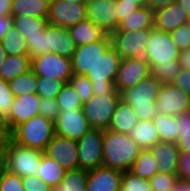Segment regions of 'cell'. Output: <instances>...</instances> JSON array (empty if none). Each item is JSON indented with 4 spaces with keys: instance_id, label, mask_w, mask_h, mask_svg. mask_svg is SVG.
I'll return each mask as SVG.
<instances>
[{
    "instance_id": "obj_20",
    "label": "cell",
    "mask_w": 190,
    "mask_h": 191,
    "mask_svg": "<svg viewBox=\"0 0 190 191\" xmlns=\"http://www.w3.org/2000/svg\"><path fill=\"white\" fill-rule=\"evenodd\" d=\"M157 162L158 173L178 176V160L180 151L177 143L159 141L148 149Z\"/></svg>"
},
{
    "instance_id": "obj_49",
    "label": "cell",
    "mask_w": 190,
    "mask_h": 191,
    "mask_svg": "<svg viewBox=\"0 0 190 191\" xmlns=\"http://www.w3.org/2000/svg\"><path fill=\"white\" fill-rule=\"evenodd\" d=\"M179 180L190 183V153L181 152L178 160Z\"/></svg>"
},
{
    "instance_id": "obj_22",
    "label": "cell",
    "mask_w": 190,
    "mask_h": 191,
    "mask_svg": "<svg viewBox=\"0 0 190 191\" xmlns=\"http://www.w3.org/2000/svg\"><path fill=\"white\" fill-rule=\"evenodd\" d=\"M154 28L159 31L170 33L181 24L187 23V11L177 2L154 11Z\"/></svg>"
},
{
    "instance_id": "obj_46",
    "label": "cell",
    "mask_w": 190,
    "mask_h": 191,
    "mask_svg": "<svg viewBox=\"0 0 190 191\" xmlns=\"http://www.w3.org/2000/svg\"><path fill=\"white\" fill-rule=\"evenodd\" d=\"M0 191H25L22 177L6 170L0 176Z\"/></svg>"
},
{
    "instance_id": "obj_23",
    "label": "cell",
    "mask_w": 190,
    "mask_h": 191,
    "mask_svg": "<svg viewBox=\"0 0 190 191\" xmlns=\"http://www.w3.org/2000/svg\"><path fill=\"white\" fill-rule=\"evenodd\" d=\"M68 30L77 46L87 45L99 40H111L110 35L103 27L93 24L87 18L73 25Z\"/></svg>"
},
{
    "instance_id": "obj_18",
    "label": "cell",
    "mask_w": 190,
    "mask_h": 191,
    "mask_svg": "<svg viewBox=\"0 0 190 191\" xmlns=\"http://www.w3.org/2000/svg\"><path fill=\"white\" fill-rule=\"evenodd\" d=\"M123 172L105 166L89 170L86 191H120Z\"/></svg>"
},
{
    "instance_id": "obj_3",
    "label": "cell",
    "mask_w": 190,
    "mask_h": 191,
    "mask_svg": "<svg viewBox=\"0 0 190 191\" xmlns=\"http://www.w3.org/2000/svg\"><path fill=\"white\" fill-rule=\"evenodd\" d=\"M54 135V122L38 114L16 126L10 139L20 146L44 152Z\"/></svg>"
},
{
    "instance_id": "obj_55",
    "label": "cell",
    "mask_w": 190,
    "mask_h": 191,
    "mask_svg": "<svg viewBox=\"0 0 190 191\" xmlns=\"http://www.w3.org/2000/svg\"><path fill=\"white\" fill-rule=\"evenodd\" d=\"M7 141H0V176L6 171Z\"/></svg>"
},
{
    "instance_id": "obj_1",
    "label": "cell",
    "mask_w": 190,
    "mask_h": 191,
    "mask_svg": "<svg viewBox=\"0 0 190 191\" xmlns=\"http://www.w3.org/2000/svg\"><path fill=\"white\" fill-rule=\"evenodd\" d=\"M141 150L130 134L103 130V166L129 171Z\"/></svg>"
},
{
    "instance_id": "obj_48",
    "label": "cell",
    "mask_w": 190,
    "mask_h": 191,
    "mask_svg": "<svg viewBox=\"0 0 190 191\" xmlns=\"http://www.w3.org/2000/svg\"><path fill=\"white\" fill-rule=\"evenodd\" d=\"M25 191H52V188L37 176L22 178Z\"/></svg>"
},
{
    "instance_id": "obj_60",
    "label": "cell",
    "mask_w": 190,
    "mask_h": 191,
    "mask_svg": "<svg viewBox=\"0 0 190 191\" xmlns=\"http://www.w3.org/2000/svg\"><path fill=\"white\" fill-rule=\"evenodd\" d=\"M176 2L187 11V15L190 17V0H176Z\"/></svg>"
},
{
    "instance_id": "obj_33",
    "label": "cell",
    "mask_w": 190,
    "mask_h": 191,
    "mask_svg": "<svg viewBox=\"0 0 190 191\" xmlns=\"http://www.w3.org/2000/svg\"><path fill=\"white\" fill-rule=\"evenodd\" d=\"M38 75L32 70L18 75L16 78L8 81L11 92L14 97L23 94L37 93Z\"/></svg>"
},
{
    "instance_id": "obj_61",
    "label": "cell",
    "mask_w": 190,
    "mask_h": 191,
    "mask_svg": "<svg viewBox=\"0 0 190 191\" xmlns=\"http://www.w3.org/2000/svg\"><path fill=\"white\" fill-rule=\"evenodd\" d=\"M6 57H7V54L0 43V67H2Z\"/></svg>"
},
{
    "instance_id": "obj_13",
    "label": "cell",
    "mask_w": 190,
    "mask_h": 191,
    "mask_svg": "<svg viewBox=\"0 0 190 191\" xmlns=\"http://www.w3.org/2000/svg\"><path fill=\"white\" fill-rule=\"evenodd\" d=\"M112 45V40H99L77 46L71 57L73 74L86 76L95 67L97 60Z\"/></svg>"
},
{
    "instance_id": "obj_54",
    "label": "cell",
    "mask_w": 190,
    "mask_h": 191,
    "mask_svg": "<svg viewBox=\"0 0 190 191\" xmlns=\"http://www.w3.org/2000/svg\"><path fill=\"white\" fill-rule=\"evenodd\" d=\"M11 138V131L9 130L6 118L0 113V141H7Z\"/></svg>"
},
{
    "instance_id": "obj_2",
    "label": "cell",
    "mask_w": 190,
    "mask_h": 191,
    "mask_svg": "<svg viewBox=\"0 0 190 191\" xmlns=\"http://www.w3.org/2000/svg\"><path fill=\"white\" fill-rule=\"evenodd\" d=\"M161 83L152 75L121 92V100L129 104L139 120L153 119L157 115L155 101Z\"/></svg>"
},
{
    "instance_id": "obj_51",
    "label": "cell",
    "mask_w": 190,
    "mask_h": 191,
    "mask_svg": "<svg viewBox=\"0 0 190 191\" xmlns=\"http://www.w3.org/2000/svg\"><path fill=\"white\" fill-rule=\"evenodd\" d=\"M172 84L190 95V71L186 68H181Z\"/></svg>"
},
{
    "instance_id": "obj_11",
    "label": "cell",
    "mask_w": 190,
    "mask_h": 191,
    "mask_svg": "<svg viewBox=\"0 0 190 191\" xmlns=\"http://www.w3.org/2000/svg\"><path fill=\"white\" fill-rule=\"evenodd\" d=\"M86 18V3L50 0L47 15L48 23L69 29Z\"/></svg>"
},
{
    "instance_id": "obj_50",
    "label": "cell",
    "mask_w": 190,
    "mask_h": 191,
    "mask_svg": "<svg viewBox=\"0 0 190 191\" xmlns=\"http://www.w3.org/2000/svg\"><path fill=\"white\" fill-rule=\"evenodd\" d=\"M118 26L126 17L137 11L141 5L137 3H128L123 0H117Z\"/></svg>"
},
{
    "instance_id": "obj_63",
    "label": "cell",
    "mask_w": 190,
    "mask_h": 191,
    "mask_svg": "<svg viewBox=\"0 0 190 191\" xmlns=\"http://www.w3.org/2000/svg\"><path fill=\"white\" fill-rule=\"evenodd\" d=\"M71 3H85V0H63Z\"/></svg>"
},
{
    "instance_id": "obj_31",
    "label": "cell",
    "mask_w": 190,
    "mask_h": 191,
    "mask_svg": "<svg viewBox=\"0 0 190 191\" xmlns=\"http://www.w3.org/2000/svg\"><path fill=\"white\" fill-rule=\"evenodd\" d=\"M87 170L81 168L67 170L61 183L52 187V191H86Z\"/></svg>"
},
{
    "instance_id": "obj_57",
    "label": "cell",
    "mask_w": 190,
    "mask_h": 191,
    "mask_svg": "<svg viewBox=\"0 0 190 191\" xmlns=\"http://www.w3.org/2000/svg\"><path fill=\"white\" fill-rule=\"evenodd\" d=\"M179 62L181 68H186L190 71V49L180 51Z\"/></svg>"
},
{
    "instance_id": "obj_64",
    "label": "cell",
    "mask_w": 190,
    "mask_h": 191,
    "mask_svg": "<svg viewBox=\"0 0 190 191\" xmlns=\"http://www.w3.org/2000/svg\"><path fill=\"white\" fill-rule=\"evenodd\" d=\"M187 24H188L189 27H190V17H188Z\"/></svg>"
},
{
    "instance_id": "obj_32",
    "label": "cell",
    "mask_w": 190,
    "mask_h": 191,
    "mask_svg": "<svg viewBox=\"0 0 190 191\" xmlns=\"http://www.w3.org/2000/svg\"><path fill=\"white\" fill-rule=\"evenodd\" d=\"M129 171L136 176L149 180L158 173L157 162L148 149H143Z\"/></svg>"
},
{
    "instance_id": "obj_47",
    "label": "cell",
    "mask_w": 190,
    "mask_h": 191,
    "mask_svg": "<svg viewBox=\"0 0 190 191\" xmlns=\"http://www.w3.org/2000/svg\"><path fill=\"white\" fill-rule=\"evenodd\" d=\"M59 112L60 111L56 98L40 97L39 115H42L54 122L55 119L58 117Z\"/></svg>"
},
{
    "instance_id": "obj_56",
    "label": "cell",
    "mask_w": 190,
    "mask_h": 191,
    "mask_svg": "<svg viewBox=\"0 0 190 191\" xmlns=\"http://www.w3.org/2000/svg\"><path fill=\"white\" fill-rule=\"evenodd\" d=\"M173 2H176V0H147V6L155 11L159 8L170 5Z\"/></svg>"
},
{
    "instance_id": "obj_7",
    "label": "cell",
    "mask_w": 190,
    "mask_h": 191,
    "mask_svg": "<svg viewBox=\"0 0 190 191\" xmlns=\"http://www.w3.org/2000/svg\"><path fill=\"white\" fill-rule=\"evenodd\" d=\"M121 95H94L82 105V110L90 126L95 129L109 128L112 115Z\"/></svg>"
},
{
    "instance_id": "obj_58",
    "label": "cell",
    "mask_w": 190,
    "mask_h": 191,
    "mask_svg": "<svg viewBox=\"0 0 190 191\" xmlns=\"http://www.w3.org/2000/svg\"><path fill=\"white\" fill-rule=\"evenodd\" d=\"M12 0H0V17L11 14Z\"/></svg>"
},
{
    "instance_id": "obj_40",
    "label": "cell",
    "mask_w": 190,
    "mask_h": 191,
    "mask_svg": "<svg viewBox=\"0 0 190 191\" xmlns=\"http://www.w3.org/2000/svg\"><path fill=\"white\" fill-rule=\"evenodd\" d=\"M26 43L31 58L47 53V26L38 34L26 38Z\"/></svg>"
},
{
    "instance_id": "obj_9",
    "label": "cell",
    "mask_w": 190,
    "mask_h": 191,
    "mask_svg": "<svg viewBox=\"0 0 190 191\" xmlns=\"http://www.w3.org/2000/svg\"><path fill=\"white\" fill-rule=\"evenodd\" d=\"M78 163L83 170L103 166V130L91 128L79 140Z\"/></svg>"
},
{
    "instance_id": "obj_43",
    "label": "cell",
    "mask_w": 190,
    "mask_h": 191,
    "mask_svg": "<svg viewBox=\"0 0 190 191\" xmlns=\"http://www.w3.org/2000/svg\"><path fill=\"white\" fill-rule=\"evenodd\" d=\"M69 83L80 95L82 103L87 102L93 96L92 83L87 76L73 74Z\"/></svg>"
},
{
    "instance_id": "obj_24",
    "label": "cell",
    "mask_w": 190,
    "mask_h": 191,
    "mask_svg": "<svg viewBox=\"0 0 190 191\" xmlns=\"http://www.w3.org/2000/svg\"><path fill=\"white\" fill-rule=\"evenodd\" d=\"M138 121L139 119L133 108L120 99L116 105L108 129L124 134H130Z\"/></svg>"
},
{
    "instance_id": "obj_28",
    "label": "cell",
    "mask_w": 190,
    "mask_h": 191,
    "mask_svg": "<svg viewBox=\"0 0 190 191\" xmlns=\"http://www.w3.org/2000/svg\"><path fill=\"white\" fill-rule=\"evenodd\" d=\"M29 70H31L29 55H7L2 67H0V78L10 81Z\"/></svg>"
},
{
    "instance_id": "obj_39",
    "label": "cell",
    "mask_w": 190,
    "mask_h": 191,
    "mask_svg": "<svg viewBox=\"0 0 190 191\" xmlns=\"http://www.w3.org/2000/svg\"><path fill=\"white\" fill-rule=\"evenodd\" d=\"M64 85L63 81L38 76L37 94L40 97L56 98Z\"/></svg>"
},
{
    "instance_id": "obj_30",
    "label": "cell",
    "mask_w": 190,
    "mask_h": 191,
    "mask_svg": "<svg viewBox=\"0 0 190 191\" xmlns=\"http://www.w3.org/2000/svg\"><path fill=\"white\" fill-rule=\"evenodd\" d=\"M153 123L156 126L160 141L177 143V116L157 113L153 118Z\"/></svg>"
},
{
    "instance_id": "obj_38",
    "label": "cell",
    "mask_w": 190,
    "mask_h": 191,
    "mask_svg": "<svg viewBox=\"0 0 190 191\" xmlns=\"http://www.w3.org/2000/svg\"><path fill=\"white\" fill-rule=\"evenodd\" d=\"M120 191H153L149 180L134 175L130 171L123 172Z\"/></svg>"
},
{
    "instance_id": "obj_29",
    "label": "cell",
    "mask_w": 190,
    "mask_h": 191,
    "mask_svg": "<svg viewBox=\"0 0 190 191\" xmlns=\"http://www.w3.org/2000/svg\"><path fill=\"white\" fill-rule=\"evenodd\" d=\"M66 171L59 163L43 152L41 164L38 166L37 177L52 188L61 183Z\"/></svg>"
},
{
    "instance_id": "obj_53",
    "label": "cell",
    "mask_w": 190,
    "mask_h": 191,
    "mask_svg": "<svg viewBox=\"0 0 190 191\" xmlns=\"http://www.w3.org/2000/svg\"><path fill=\"white\" fill-rule=\"evenodd\" d=\"M13 24V16L11 14L3 15L0 17V42L2 41L8 30L14 26Z\"/></svg>"
},
{
    "instance_id": "obj_16",
    "label": "cell",
    "mask_w": 190,
    "mask_h": 191,
    "mask_svg": "<svg viewBox=\"0 0 190 191\" xmlns=\"http://www.w3.org/2000/svg\"><path fill=\"white\" fill-rule=\"evenodd\" d=\"M150 75L151 68L148 62L124 58L121 60L114 84L121 93L123 90L136 85Z\"/></svg>"
},
{
    "instance_id": "obj_37",
    "label": "cell",
    "mask_w": 190,
    "mask_h": 191,
    "mask_svg": "<svg viewBox=\"0 0 190 191\" xmlns=\"http://www.w3.org/2000/svg\"><path fill=\"white\" fill-rule=\"evenodd\" d=\"M177 124V145L179 151L183 153H190V112L178 115Z\"/></svg>"
},
{
    "instance_id": "obj_59",
    "label": "cell",
    "mask_w": 190,
    "mask_h": 191,
    "mask_svg": "<svg viewBox=\"0 0 190 191\" xmlns=\"http://www.w3.org/2000/svg\"><path fill=\"white\" fill-rule=\"evenodd\" d=\"M172 191H190V183L179 180Z\"/></svg>"
},
{
    "instance_id": "obj_34",
    "label": "cell",
    "mask_w": 190,
    "mask_h": 191,
    "mask_svg": "<svg viewBox=\"0 0 190 191\" xmlns=\"http://www.w3.org/2000/svg\"><path fill=\"white\" fill-rule=\"evenodd\" d=\"M7 55H29L25 37L14 26L0 42Z\"/></svg>"
},
{
    "instance_id": "obj_41",
    "label": "cell",
    "mask_w": 190,
    "mask_h": 191,
    "mask_svg": "<svg viewBox=\"0 0 190 191\" xmlns=\"http://www.w3.org/2000/svg\"><path fill=\"white\" fill-rule=\"evenodd\" d=\"M151 75L154 76L161 84L172 83L181 69L180 64H166L160 67H150Z\"/></svg>"
},
{
    "instance_id": "obj_44",
    "label": "cell",
    "mask_w": 190,
    "mask_h": 191,
    "mask_svg": "<svg viewBox=\"0 0 190 191\" xmlns=\"http://www.w3.org/2000/svg\"><path fill=\"white\" fill-rule=\"evenodd\" d=\"M14 95L10 90L8 81L0 78V113L7 118L12 110Z\"/></svg>"
},
{
    "instance_id": "obj_26",
    "label": "cell",
    "mask_w": 190,
    "mask_h": 191,
    "mask_svg": "<svg viewBox=\"0 0 190 191\" xmlns=\"http://www.w3.org/2000/svg\"><path fill=\"white\" fill-rule=\"evenodd\" d=\"M50 0H12V16H32L47 19Z\"/></svg>"
},
{
    "instance_id": "obj_36",
    "label": "cell",
    "mask_w": 190,
    "mask_h": 191,
    "mask_svg": "<svg viewBox=\"0 0 190 191\" xmlns=\"http://www.w3.org/2000/svg\"><path fill=\"white\" fill-rule=\"evenodd\" d=\"M59 111L76 110L82 108V100L78 92L68 82L56 96Z\"/></svg>"
},
{
    "instance_id": "obj_25",
    "label": "cell",
    "mask_w": 190,
    "mask_h": 191,
    "mask_svg": "<svg viewBox=\"0 0 190 191\" xmlns=\"http://www.w3.org/2000/svg\"><path fill=\"white\" fill-rule=\"evenodd\" d=\"M154 11L147 5L141 6L133 14L119 23L117 31L147 30L154 28Z\"/></svg>"
},
{
    "instance_id": "obj_5",
    "label": "cell",
    "mask_w": 190,
    "mask_h": 191,
    "mask_svg": "<svg viewBox=\"0 0 190 191\" xmlns=\"http://www.w3.org/2000/svg\"><path fill=\"white\" fill-rule=\"evenodd\" d=\"M152 29L134 31H115L110 37L116 52L124 58L148 62L146 48Z\"/></svg>"
},
{
    "instance_id": "obj_15",
    "label": "cell",
    "mask_w": 190,
    "mask_h": 191,
    "mask_svg": "<svg viewBox=\"0 0 190 191\" xmlns=\"http://www.w3.org/2000/svg\"><path fill=\"white\" fill-rule=\"evenodd\" d=\"M44 153L66 170L79 168L77 141L54 135Z\"/></svg>"
},
{
    "instance_id": "obj_27",
    "label": "cell",
    "mask_w": 190,
    "mask_h": 191,
    "mask_svg": "<svg viewBox=\"0 0 190 191\" xmlns=\"http://www.w3.org/2000/svg\"><path fill=\"white\" fill-rule=\"evenodd\" d=\"M130 136L142 150L149 149L160 141L153 119L139 120Z\"/></svg>"
},
{
    "instance_id": "obj_35",
    "label": "cell",
    "mask_w": 190,
    "mask_h": 191,
    "mask_svg": "<svg viewBox=\"0 0 190 191\" xmlns=\"http://www.w3.org/2000/svg\"><path fill=\"white\" fill-rule=\"evenodd\" d=\"M13 25L25 39L34 34H38L47 25L48 21L45 18L32 16H13Z\"/></svg>"
},
{
    "instance_id": "obj_19",
    "label": "cell",
    "mask_w": 190,
    "mask_h": 191,
    "mask_svg": "<svg viewBox=\"0 0 190 191\" xmlns=\"http://www.w3.org/2000/svg\"><path fill=\"white\" fill-rule=\"evenodd\" d=\"M40 96L37 93L14 97L12 110L6 118L7 126L12 131L16 126L39 114Z\"/></svg>"
},
{
    "instance_id": "obj_6",
    "label": "cell",
    "mask_w": 190,
    "mask_h": 191,
    "mask_svg": "<svg viewBox=\"0 0 190 191\" xmlns=\"http://www.w3.org/2000/svg\"><path fill=\"white\" fill-rule=\"evenodd\" d=\"M150 67H160L166 64H180V51L172 41L170 33L151 30L149 42L146 48Z\"/></svg>"
},
{
    "instance_id": "obj_52",
    "label": "cell",
    "mask_w": 190,
    "mask_h": 191,
    "mask_svg": "<svg viewBox=\"0 0 190 191\" xmlns=\"http://www.w3.org/2000/svg\"><path fill=\"white\" fill-rule=\"evenodd\" d=\"M92 93L94 95H121L113 82L92 84Z\"/></svg>"
},
{
    "instance_id": "obj_8",
    "label": "cell",
    "mask_w": 190,
    "mask_h": 191,
    "mask_svg": "<svg viewBox=\"0 0 190 191\" xmlns=\"http://www.w3.org/2000/svg\"><path fill=\"white\" fill-rule=\"evenodd\" d=\"M31 70L40 77L68 83L73 75L71 59L49 52L31 58Z\"/></svg>"
},
{
    "instance_id": "obj_17",
    "label": "cell",
    "mask_w": 190,
    "mask_h": 191,
    "mask_svg": "<svg viewBox=\"0 0 190 191\" xmlns=\"http://www.w3.org/2000/svg\"><path fill=\"white\" fill-rule=\"evenodd\" d=\"M121 56L111 45L105 53L97 60L95 67L86 75L92 84L104 82H115L118 68L121 63Z\"/></svg>"
},
{
    "instance_id": "obj_4",
    "label": "cell",
    "mask_w": 190,
    "mask_h": 191,
    "mask_svg": "<svg viewBox=\"0 0 190 191\" xmlns=\"http://www.w3.org/2000/svg\"><path fill=\"white\" fill-rule=\"evenodd\" d=\"M43 151L27 148L7 140L6 170L24 178L37 176L38 166L41 164Z\"/></svg>"
},
{
    "instance_id": "obj_14",
    "label": "cell",
    "mask_w": 190,
    "mask_h": 191,
    "mask_svg": "<svg viewBox=\"0 0 190 191\" xmlns=\"http://www.w3.org/2000/svg\"><path fill=\"white\" fill-rule=\"evenodd\" d=\"M117 0H93L86 3V16L111 36L118 29Z\"/></svg>"
},
{
    "instance_id": "obj_10",
    "label": "cell",
    "mask_w": 190,
    "mask_h": 191,
    "mask_svg": "<svg viewBox=\"0 0 190 191\" xmlns=\"http://www.w3.org/2000/svg\"><path fill=\"white\" fill-rule=\"evenodd\" d=\"M155 105L159 114L178 116L190 112V95L172 83L162 84Z\"/></svg>"
},
{
    "instance_id": "obj_45",
    "label": "cell",
    "mask_w": 190,
    "mask_h": 191,
    "mask_svg": "<svg viewBox=\"0 0 190 191\" xmlns=\"http://www.w3.org/2000/svg\"><path fill=\"white\" fill-rule=\"evenodd\" d=\"M170 36L179 51L190 49V27L187 23L181 24L177 29L170 32Z\"/></svg>"
},
{
    "instance_id": "obj_21",
    "label": "cell",
    "mask_w": 190,
    "mask_h": 191,
    "mask_svg": "<svg viewBox=\"0 0 190 191\" xmlns=\"http://www.w3.org/2000/svg\"><path fill=\"white\" fill-rule=\"evenodd\" d=\"M76 48L77 45L68 29L48 23L47 53L52 52L71 59Z\"/></svg>"
},
{
    "instance_id": "obj_12",
    "label": "cell",
    "mask_w": 190,
    "mask_h": 191,
    "mask_svg": "<svg viewBox=\"0 0 190 191\" xmlns=\"http://www.w3.org/2000/svg\"><path fill=\"white\" fill-rule=\"evenodd\" d=\"M91 128L82 108L60 111L54 121L56 135L75 141L79 140Z\"/></svg>"
},
{
    "instance_id": "obj_62",
    "label": "cell",
    "mask_w": 190,
    "mask_h": 191,
    "mask_svg": "<svg viewBox=\"0 0 190 191\" xmlns=\"http://www.w3.org/2000/svg\"><path fill=\"white\" fill-rule=\"evenodd\" d=\"M123 1L128 3H137L140 4L141 6L147 5V0H123Z\"/></svg>"
},
{
    "instance_id": "obj_42",
    "label": "cell",
    "mask_w": 190,
    "mask_h": 191,
    "mask_svg": "<svg viewBox=\"0 0 190 191\" xmlns=\"http://www.w3.org/2000/svg\"><path fill=\"white\" fill-rule=\"evenodd\" d=\"M178 181V176L167 173H156L149 179L153 191H172Z\"/></svg>"
}]
</instances>
